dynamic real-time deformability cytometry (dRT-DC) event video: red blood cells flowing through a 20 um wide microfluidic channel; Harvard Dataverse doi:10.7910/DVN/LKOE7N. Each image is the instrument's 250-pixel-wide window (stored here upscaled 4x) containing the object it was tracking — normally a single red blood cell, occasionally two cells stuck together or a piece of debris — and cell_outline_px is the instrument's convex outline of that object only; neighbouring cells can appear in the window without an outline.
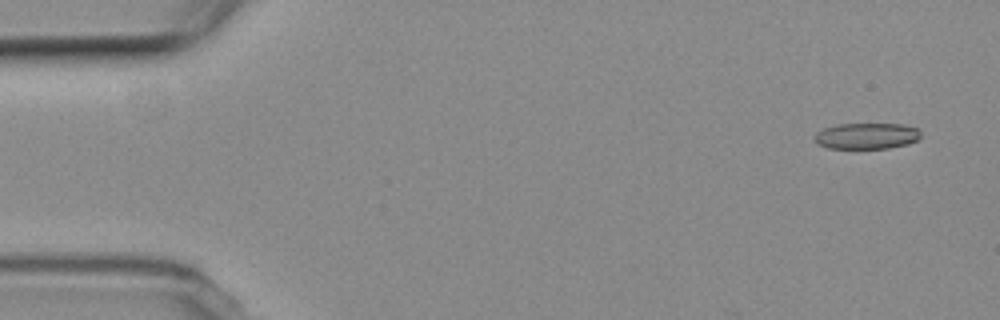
{"species": "common noctule bat (a hibernating species)", "species_latin": "Nyctalus noctula", "temperature_condition": "room temperature", "stored_images_in_passage": 5, "camera_frame_rate_fps": 3000, "um_per_image_px": 0.085, "animal": {"sex": "female", "body_mass_g": 19.3, "forearm_length_mm": 54.1}, "frame": {"image": 1, "passage_image": 1, "time_ms": 0.0, "image_size_px": [1000, 320], "cell_outline_px": [[920, 136], [916, 140], [908, 144], [888, 148], [828, 148], [820, 144], [816, 140], [816, 132], [824, 128], [836, 124], [904, 124], [920, 128]], "centroid_in_image_um": [73.71, 11.54], "position_along_channel_um": 11.3, "area_um2": 16.07}}